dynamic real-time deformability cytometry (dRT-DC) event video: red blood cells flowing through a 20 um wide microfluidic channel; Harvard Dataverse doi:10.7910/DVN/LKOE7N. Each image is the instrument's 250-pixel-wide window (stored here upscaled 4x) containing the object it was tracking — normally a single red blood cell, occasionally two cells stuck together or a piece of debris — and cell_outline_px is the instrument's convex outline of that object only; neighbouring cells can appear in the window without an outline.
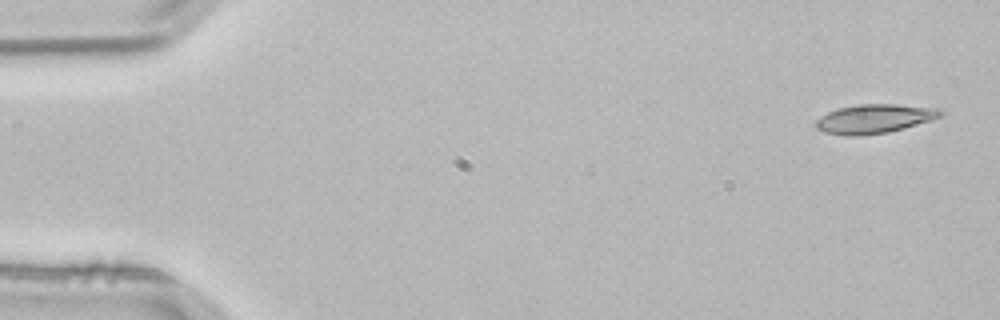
{"species": "common noctule bat (a hibernating species)", "species_latin": "Nyctalus noctula", "temperature_condition": "room temperature", "stored_images_in_passage": 3, "camera_frame_rate_fps": 3000, "um_per_image_px": 0.085, "animal": {"sex": "male", "body_mass_g": 21.5, "forearm_length_mm": 52.0}, "frame": {"image": 1, "passage_image": 1, "time_ms": 0.0, "image_size_px": [1000, 320], "cell_outline_px": [[944, 112], [940, 116], [932, 120], [904, 128], [888, 132], [860, 136], [844, 136], [824, 132], [816, 128], [816, 120], [820, 116], [836, 108], [860, 104], [896, 104], [940, 108]], "centroid_in_image_um": [74.31, 10.09], "position_along_channel_um": 10.7, "area_um2": 21.27}}
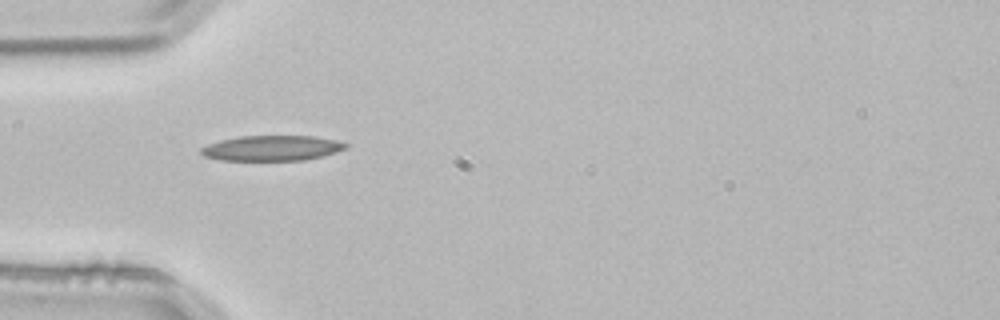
{"frame": {"image": 2, "passage_image": 3, "time_ms": 0.667, "image_size_px": [1000, 320], "cell_outline_px": [[348, 148], [324, 156], [304, 160], [220, 160], [204, 156], [200, 152], [200, 148], [208, 144], [220, 140], [240, 136], [316, 136], [348, 144]], "centroid_in_image_um": [23.1, 12.59], "position_along_channel_um": 61.9, "area_um2": 21.27}}